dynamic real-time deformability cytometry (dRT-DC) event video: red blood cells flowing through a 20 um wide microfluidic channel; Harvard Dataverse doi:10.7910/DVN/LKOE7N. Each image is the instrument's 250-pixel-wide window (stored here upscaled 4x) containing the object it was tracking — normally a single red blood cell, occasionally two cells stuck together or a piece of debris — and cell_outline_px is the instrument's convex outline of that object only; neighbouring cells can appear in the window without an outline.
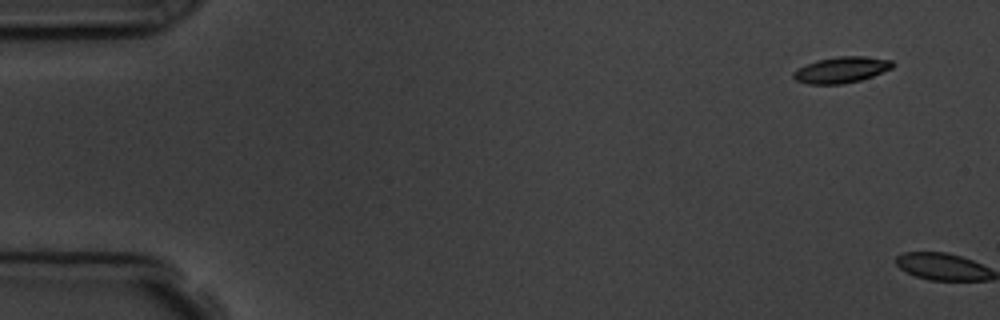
{"species": "common noctule bat (a hibernating species)", "species_latin": "Nyctalus noctula", "temperature_condition": "room temperature", "stored_images_in_passage": 2, "camera_frame_rate_fps": 3000, "um_per_image_px": 0.085, "animal": {"sex": "male", "body_mass_g": 19.5, "forearm_length_mm": 54.6}, "frame": {"image": 1, "passage_image": 1, "time_ms": 0.0, "image_size_px": [1000, 320], "cell_outline_px": [[896, 64], [892, 68], [872, 76], [860, 80], [840, 84], [808, 84], [796, 80], [792, 76], [792, 72], [816, 60], [836, 56], [864, 56], [892, 60]], "centroid_in_image_um": [71.53, 5.93], "position_along_channel_um": 13.5, "area_um2": 15.03}}